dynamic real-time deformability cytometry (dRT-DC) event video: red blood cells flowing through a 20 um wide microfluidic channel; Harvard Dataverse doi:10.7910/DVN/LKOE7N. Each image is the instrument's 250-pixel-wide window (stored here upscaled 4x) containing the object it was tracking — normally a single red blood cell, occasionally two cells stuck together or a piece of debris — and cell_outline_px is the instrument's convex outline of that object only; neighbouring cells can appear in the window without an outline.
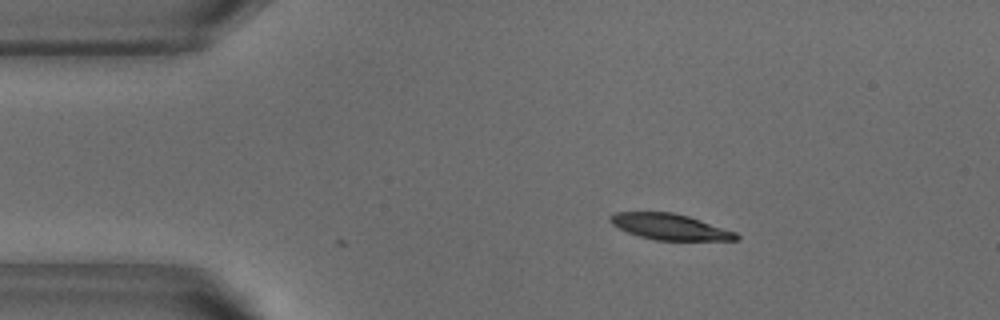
{"species": "common noctule bat (a hibernating species)", "species_latin": "Nyctalus noctula", "temperature_condition": "warm", "stored_images_in_passage": 2, "camera_frame_rate_fps": 3000, "um_per_image_px": 0.085, "animal": {"sex": "male", "body_mass_g": 18.8}, "frame": {"image": 1, "passage_image": 2, "time_ms": 0.333, "image_size_px": [1000, 320], "cell_outline_px": [[740, 240], [656, 240], [640, 236], [628, 232], [612, 224], [608, 220], [608, 216], [616, 212], [672, 212], [688, 216], [736, 232], [740, 236]], "centroid_in_image_um": [56.94, 19.27], "position_along_channel_um": 28.1, "area_um2": 18.9}}